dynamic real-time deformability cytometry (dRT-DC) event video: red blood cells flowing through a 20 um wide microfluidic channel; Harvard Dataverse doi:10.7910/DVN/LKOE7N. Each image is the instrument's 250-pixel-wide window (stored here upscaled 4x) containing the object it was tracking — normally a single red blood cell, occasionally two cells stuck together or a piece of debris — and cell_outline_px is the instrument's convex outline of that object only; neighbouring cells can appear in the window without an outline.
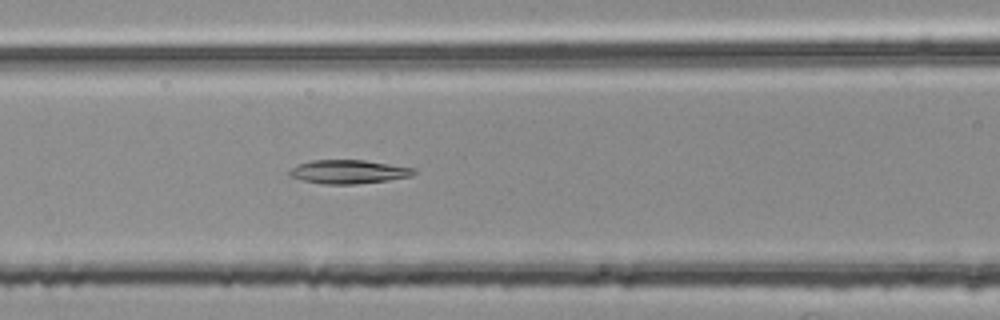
{"species": "common noctule bat (a hibernating species)", "species_latin": "Nyctalus noctula", "temperature_condition": "room temperature", "stored_images_in_passage": 33, "camera_frame_rate_fps": 3000, "um_per_image_px": 0.085, "animal": {"sex": "female", "body_mass_g": 25.1}, "frame": {"image": 1, "passage_image": 13, "time_ms": 4.0, "image_size_px": [1000, 320], "cell_outline_px": [[416, 172], [412, 176], [388, 180], [356, 184], [324, 184], [304, 180], [288, 176], [288, 172], [296, 164], [312, 160], [364, 160], [416, 168]], "centroid_in_image_um": [29.62, 14.59], "position_along_channel_um": 137.0, "area_um2": 17.22}}
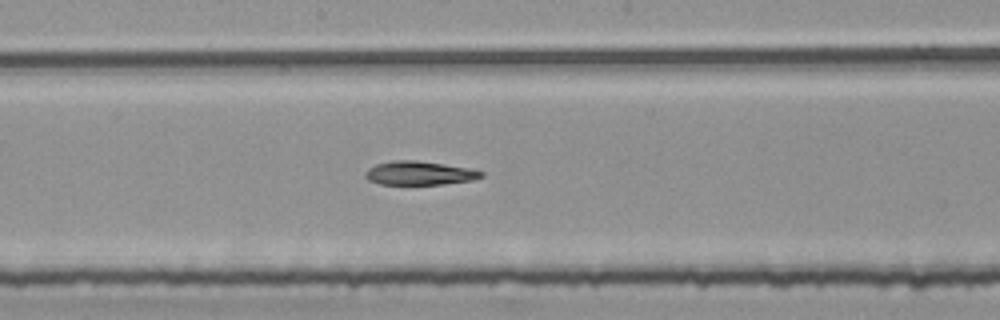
{"frame": {"image": 2, "passage_image": 19, "time_ms": 6.0, "image_size_px": [1000, 320], "cell_outline_px": [[484, 176], [472, 180], [444, 184], [380, 184], [368, 180], [364, 176], [364, 172], [368, 168], [376, 164], [392, 160], [416, 160], [444, 164], [468, 168], [484, 172]], "centroid_in_image_um": [35.62, 14.71], "position_along_channel_um": 212.6, "area_um2": 16.07}}
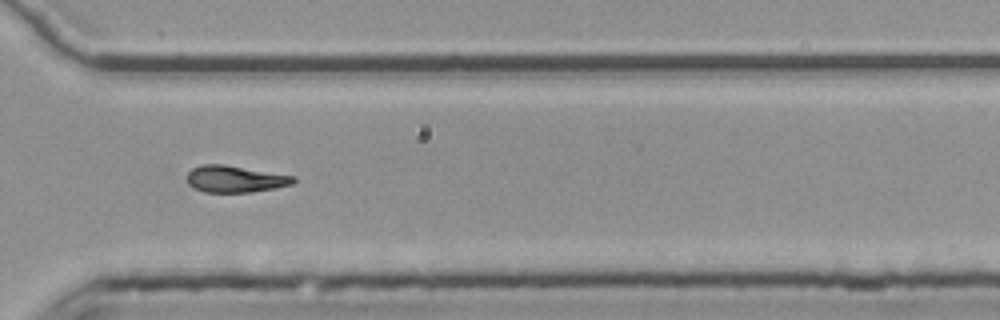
{"frame": {"image": 3, "passage_image": 30, "time_ms": 9.667, "image_size_px": [1000, 320], "cell_outline_px": [[296, 180], [292, 184], [276, 188], [252, 192], [204, 192], [192, 188], [188, 184], [188, 172], [192, 168], [200, 164], [224, 164], [296, 176]], "centroid_in_image_um": [19.98, 15.21], "position_along_channel_um": 350.6, "area_um2": 16.76}}